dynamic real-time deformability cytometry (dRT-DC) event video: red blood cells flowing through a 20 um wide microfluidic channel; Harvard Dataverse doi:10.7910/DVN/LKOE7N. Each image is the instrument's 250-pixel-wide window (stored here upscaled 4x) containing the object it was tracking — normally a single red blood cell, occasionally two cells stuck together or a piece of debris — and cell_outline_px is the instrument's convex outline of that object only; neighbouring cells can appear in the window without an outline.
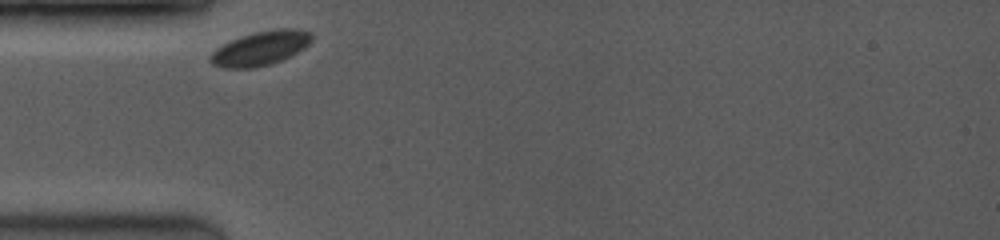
{"species": "common noctule bat (a hibernating species)", "species_latin": "Nyctalus noctula", "temperature_condition": "room temperature", "stored_images_in_passage": 20, "camera_frame_rate_fps": 3500, "um_per_image_px": 0.085, "animal": {"sex": "female", "body_mass_g": 19.0, "forearm_length_mm": 53.3}, "frame": {"image": 1, "passage_image": 1, "time_ms": 0.0, "image_size_px": [1000, 240], "cell_outline_px": [[312, 40], [304, 48], [280, 60], [268, 64], [252, 68], [220, 68], [212, 64], [208, 60], [208, 56], [216, 48], [240, 36], [256, 32], [276, 28], [292, 28], [312, 32]], "centroid_in_image_um": [22.1, 4.1], "position_along_channel_um": 62.9, "area_um2": 20.11}}
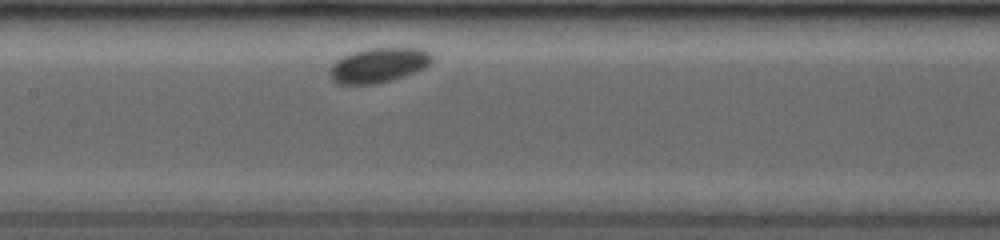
{"frame": {"image": 2, "passage_image": 7, "time_ms": 3.143, "image_size_px": [1000, 240], "cell_outline_px": [[432, 64], [424, 68], [404, 76], [392, 80], [376, 84], [336, 84], [332, 80], [328, 72], [328, 68], [340, 56], [352, 52], [368, 48], [420, 48], [428, 52], [432, 56]], "centroid_in_image_um": [32.13, 5.54], "position_along_channel_um": 175.3, "area_um2": 20.98}}
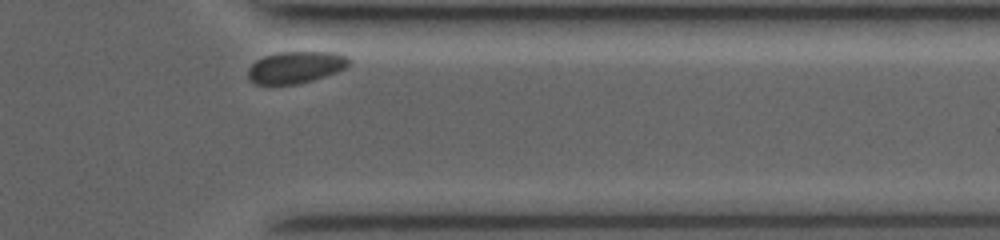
{"frame": {"image": 3, "passage_image": 20, "time_ms": 8.857, "image_size_px": [1000, 240], "cell_outline_px": [[352, 60], [344, 68], [336, 72], [312, 80], [296, 84], [256, 84], [248, 80], [248, 68], [256, 60], [264, 56], [280, 52], [336, 52], [348, 56]], "centroid_in_image_um": [25.13, 5.71], "position_along_channel_um": 386.3, "area_um2": 18.73}}